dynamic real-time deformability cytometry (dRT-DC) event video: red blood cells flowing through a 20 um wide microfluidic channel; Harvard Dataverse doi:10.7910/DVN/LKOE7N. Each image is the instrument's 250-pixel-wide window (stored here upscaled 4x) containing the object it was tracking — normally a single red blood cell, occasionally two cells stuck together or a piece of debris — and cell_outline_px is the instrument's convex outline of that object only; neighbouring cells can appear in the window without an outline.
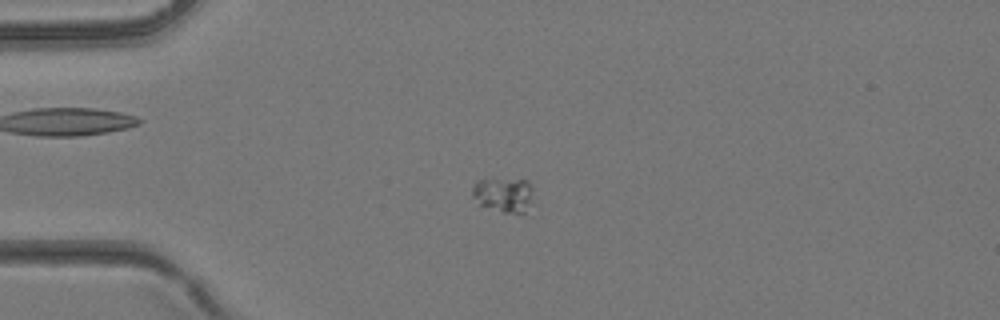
{"species": "common noctule bat (a hibernating species)", "species_latin": "Nyctalus noctula", "temperature_condition": "room temperature", "stored_images_in_passage": 5, "camera_frame_rate_fps": 3000, "um_per_image_px": 0.085, "animal": {"sex": "female", "body_mass_g": 24.6, "forearm_length_mm": 56.2}, "frame": {"image": 1, "passage_image": 4, "time_ms": 1.0, "image_size_px": [1000, 320], "cell_outline_px": [[532, 200], [524, 216], [504, 212], [480, 204], [472, 196], [472, 188], [476, 180], [528, 180], [532, 184]], "centroid_in_image_um": [42.86, 16.58], "position_along_channel_um": 42.1, "area_um2": 12.37}}